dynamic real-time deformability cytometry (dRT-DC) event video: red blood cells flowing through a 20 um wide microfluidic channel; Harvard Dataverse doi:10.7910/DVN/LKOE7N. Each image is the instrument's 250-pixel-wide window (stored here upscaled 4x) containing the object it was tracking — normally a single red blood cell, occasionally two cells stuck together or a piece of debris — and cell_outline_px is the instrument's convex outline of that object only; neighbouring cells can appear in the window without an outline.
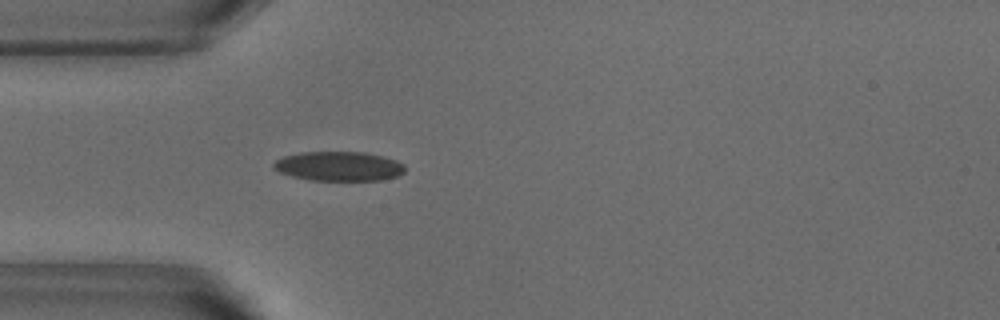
{"species": "common noctule bat (a hibernating species)", "species_latin": "Nyctalus noctula", "temperature_condition": "warm", "stored_images_in_passage": 38, "camera_frame_rate_fps": 3000, "um_per_image_px": 0.085, "animal": {"sex": "male", "body_mass_g": 18.8}, "frame": {"image": 1, "passage_image": 1, "time_ms": 0.0, "image_size_px": [1000, 320], "cell_outline_px": [[404, 172], [400, 176], [380, 180], [308, 180], [292, 176], [280, 172], [272, 168], [272, 164], [276, 160], [284, 156], [300, 152], [364, 152], [396, 160], [404, 164]], "centroid_in_image_um": [28.79, 14.13], "position_along_channel_um": 56.2, "area_um2": 22.54}}
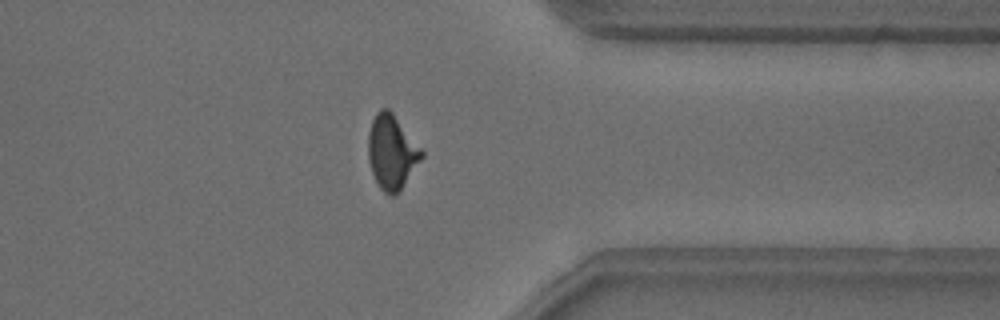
{"frame": {"image": 2, "passage_image": 27, "time_ms": 8.667, "image_size_px": [1000, 320], "cell_outline_px": [[424, 156], [400, 192], [392, 196], [388, 196], [380, 188], [372, 172], [368, 156], [368, 132], [372, 120], [376, 112], [380, 108], [388, 108], [392, 112], [424, 152]], "centroid_in_image_um": [33.3, 12.94], "position_along_channel_um": 378.1, "area_um2": 23.18}}
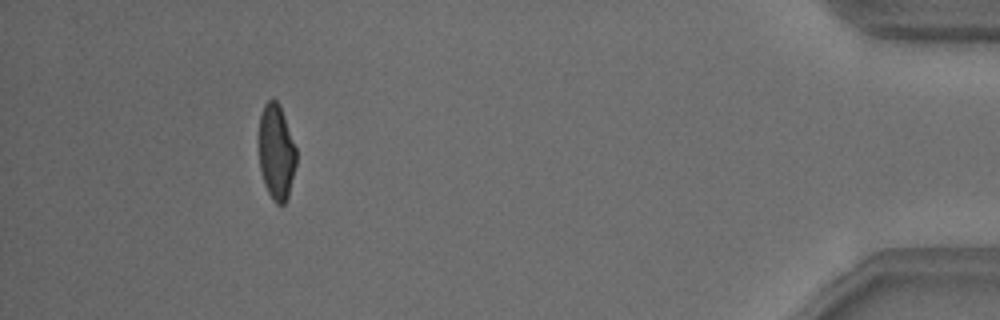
{"frame": {"image": 3, "passage_image": 34, "time_ms": 11.0, "image_size_px": [1000, 320], "cell_outline_px": [[296, 164], [288, 196], [284, 204], [276, 204], [272, 200], [264, 184], [260, 168], [260, 116], [264, 104], [268, 100], [276, 100], [280, 104], [296, 148]], "centroid_in_image_um": [23.5, 12.94], "position_along_channel_um": 411.7, "area_um2": 20.58}, "authors_computed_cell_mechanics": {"area_um2": 22.1374, "velocity_mm_per_s": 3.8382, "shape_relaxation_time_tau1_ms": 4.0958, "shape_relaxation_time_tau2_ms": 0.9578, "deformation_change_tau1": 0.1605, "deformation_change_tau2": 0.0623}}